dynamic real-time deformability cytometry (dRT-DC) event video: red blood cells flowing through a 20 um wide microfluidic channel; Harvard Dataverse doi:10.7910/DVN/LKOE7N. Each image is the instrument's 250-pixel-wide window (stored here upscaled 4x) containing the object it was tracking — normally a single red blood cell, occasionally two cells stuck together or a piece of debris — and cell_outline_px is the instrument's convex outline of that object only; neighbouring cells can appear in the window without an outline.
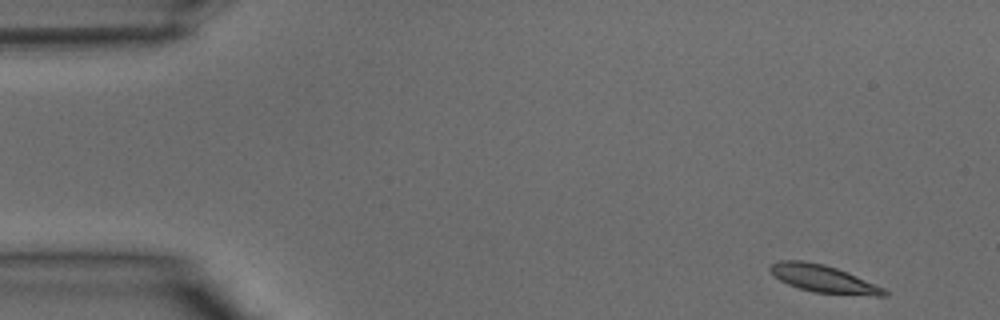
{"species": "common noctule bat (a hibernating species)", "species_latin": "Nyctalus noctula", "temperature_condition": "warm", "stored_images_in_passage": 38, "camera_frame_rate_fps": 3000, "um_per_image_px": 0.085, "animal": {"sex": "male", "body_mass_g": 15.6}, "frame": {"image": 1, "passage_image": 1, "time_ms": 0.0, "image_size_px": [1000, 320], "cell_outline_px": [[888, 296], [872, 296], [816, 292], [800, 288], [788, 284], [780, 280], [768, 268], [772, 264], [780, 260], [804, 260], [824, 264], [848, 272], [884, 288], [888, 292]], "centroid_in_image_um": [70.02, 23.69], "position_along_channel_um": 15.0, "area_um2": 18.09}}
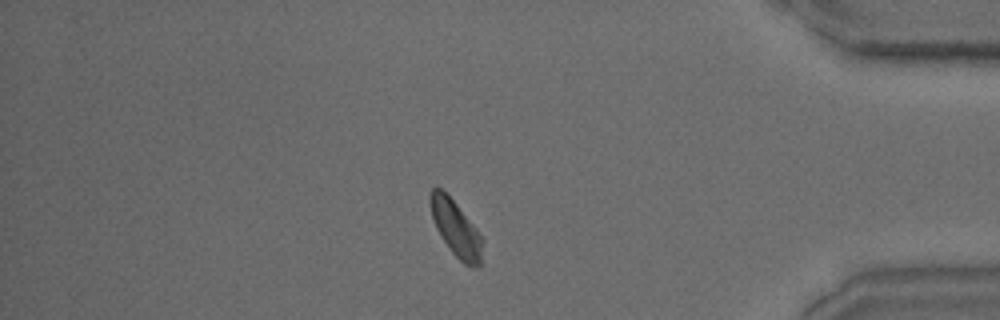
{"frame": {"image": 2, "passage_image": 32, "time_ms": 10.333, "image_size_px": [1000, 320], "cell_outline_px": [[484, 240], [480, 268], [472, 268], [464, 264], [452, 252], [436, 228], [432, 216], [428, 200], [428, 196], [432, 188], [440, 188], [456, 204], [476, 228]], "centroid_in_image_um": [38.77, 19.46], "position_along_channel_um": 396.4, "area_um2": 16.94}}
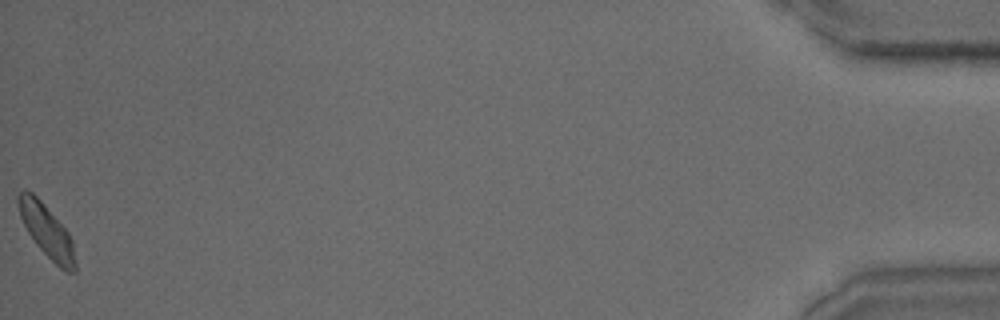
{"frame": {"image": 3, "passage_image": 38, "time_ms": 12.333, "image_size_px": [1000, 320], "cell_outline_px": [[76, 272], [68, 272], [60, 268], [36, 244], [28, 232], [20, 216], [16, 200], [16, 196], [20, 192], [32, 192], [40, 200], [68, 232], [72, 240], [76, 264]], "centroid_in_image_um": [3.97, 19.65], "position_along_channel_um": 431.2, "area_um2": 17.05}}